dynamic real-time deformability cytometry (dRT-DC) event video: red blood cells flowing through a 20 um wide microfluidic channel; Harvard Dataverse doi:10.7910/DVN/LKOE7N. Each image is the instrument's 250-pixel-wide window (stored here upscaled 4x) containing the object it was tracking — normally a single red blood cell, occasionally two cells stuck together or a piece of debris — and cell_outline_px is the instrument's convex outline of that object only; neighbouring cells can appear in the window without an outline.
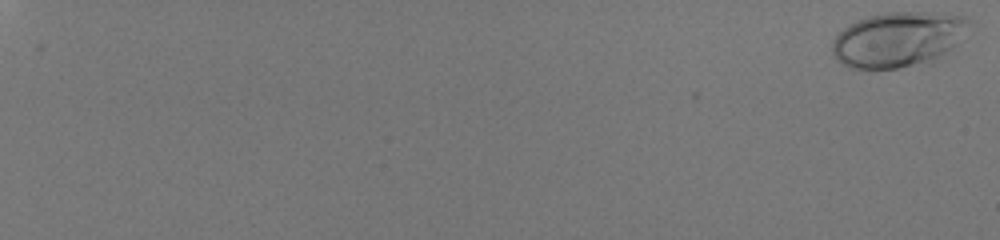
{"species": "human", "species_latin": "Homo sapiens", "temperature_condition": "room temperature", "stored_images_in_passage": 58, "camera_frame_rate_fps": 3000, "um_per_image_px": 0.085, "donor": {"sex": "male"}, "frame": {"image": 1, "passage_image": 1, "time_ms": 0.0, "image_size_px": [1000, 240], "cell_outline_px": [[968, 20], [956, 44], [952, 48], [932, 64], [896, 68], [848, 68], [832, 52], [832, 40], [844, 28], [868, 16], [888, 12], [924, 12], [964, 16]], "centroid_in_image_um": [76.32, 3.37], "position_along_channel_um": 8.7, "area_um2": 43.41}}
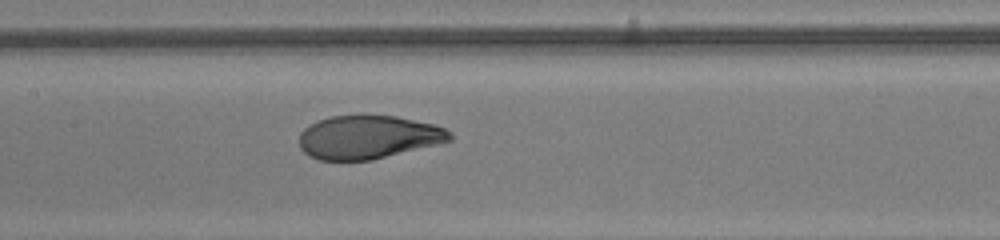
{"frame": {"image": 2, "passage_image": 35, "time_ms": 11.333, "image_size_px": [1000, 240], "cell_outline_px": [[452, 140], [372, 160], [320, 160], [308, 156], [300, 148], [300, 132], [304, 128], [320, 120], [332, 116], [396, 116], [432, 124], [444, 128], [452, 132]], "centroid_in_image_um": [31.28, 11.67], "position_along_channel_um": 176.1, "area_um2": 37.69}}
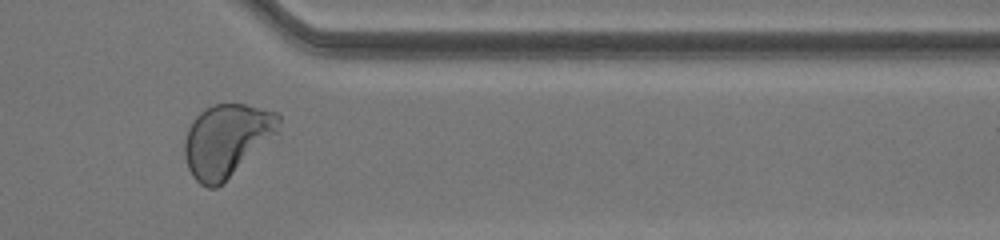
{"frame": {"image": 3, "passage_image": 51, "time_ms": 16.667, "image_size_px": [1000, 240], "cell_outline_px": [[280, 132], [216, 188], [208, 188], [200, 184], [192, 176], [188, 168], [184, 156], [184, 140], [188, 128], [192, 120], [204, 108], [212, 104], [244, 104], [276, 112], [280, 116]], "centroid_in_image_um": [19.26, 11.91], "position_along_channel_um": 392.1, "area_um2": 39.88}, "authors_computed_cell_mechanics": {"area_um2": 39.4196, "velocity_mm_per_s": 4.0751, "shape_relaxation_time_tau1_ms": 3.5656, "shape_relaxation_time_tau2_ms": null, "deformation_change_tau1": 0.2174, "deformation_change_tau2": null}}